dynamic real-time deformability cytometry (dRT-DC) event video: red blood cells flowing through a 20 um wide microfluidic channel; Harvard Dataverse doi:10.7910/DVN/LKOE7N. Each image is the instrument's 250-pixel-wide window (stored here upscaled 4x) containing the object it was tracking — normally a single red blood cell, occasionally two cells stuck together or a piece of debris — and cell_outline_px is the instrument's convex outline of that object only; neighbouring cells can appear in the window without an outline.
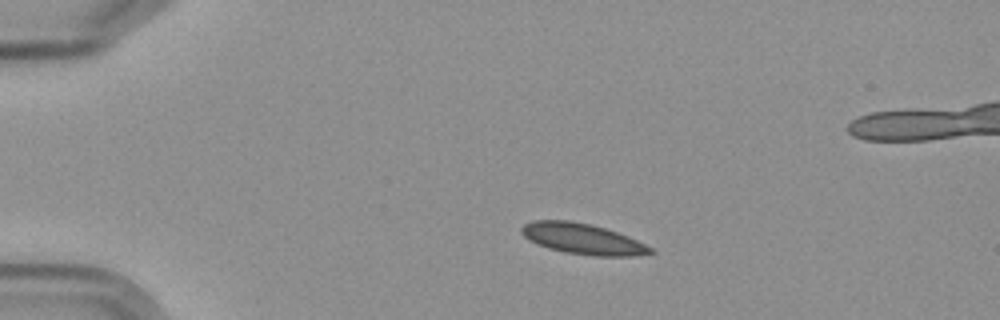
{"species": "Egyptian fruit bat (a non-hibernating species)", "species_latin": "Rousettus aegyptiacus", "temperature_condition": "cold", "stored_images_in_passage": 9, "camera_frame_rate_fps": 3000, "um_per_image_px": 0.085, "frame": {"image": 1, "passage_image": 3, "time_ms": 2.333, "image_size_px": [1000, 320], "cell_outline_px": [[656, 252], [632, 256], [596, 256], [564, 252], [548, 248], [536, 244], [528, 240], [520, 232], [520, 228], [524, 224], [532, 220], [568, 220], [592, 224], [628, 236], [652, 248]], "centroid_in_image_um": [49.47, 20.3], "position_along_channel_um": 35.5, "area_um2": 23.12}}
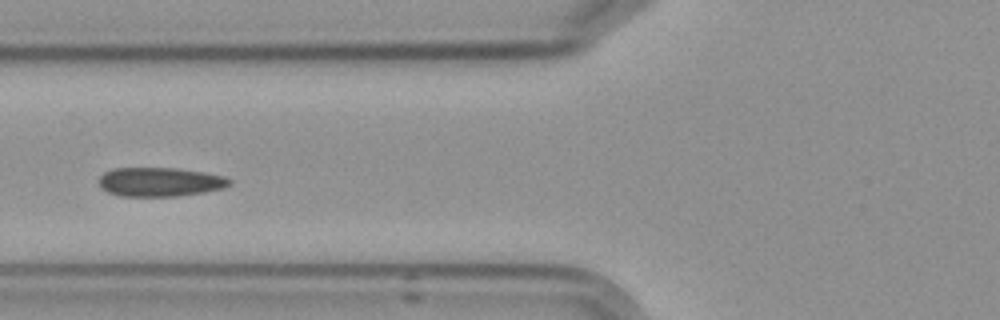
{"frame": {"image": 2, "passage_image": 6, "time_ms": 6.0, "image_size_px": [1000, 320], "cell_outline_px": [[232, 184], [224, 188], [204, 192], [176, 196], [120, 196], [108, 192], [100, 188], [100, 176], [104, 172], [112, 168], [176, 168], [204, 172], [224, 176], [232, 180]], "centroid_in_image_um": [13.61, 15.46], "position_along_channel_um": 112.2, "area_um2": 22.2}}